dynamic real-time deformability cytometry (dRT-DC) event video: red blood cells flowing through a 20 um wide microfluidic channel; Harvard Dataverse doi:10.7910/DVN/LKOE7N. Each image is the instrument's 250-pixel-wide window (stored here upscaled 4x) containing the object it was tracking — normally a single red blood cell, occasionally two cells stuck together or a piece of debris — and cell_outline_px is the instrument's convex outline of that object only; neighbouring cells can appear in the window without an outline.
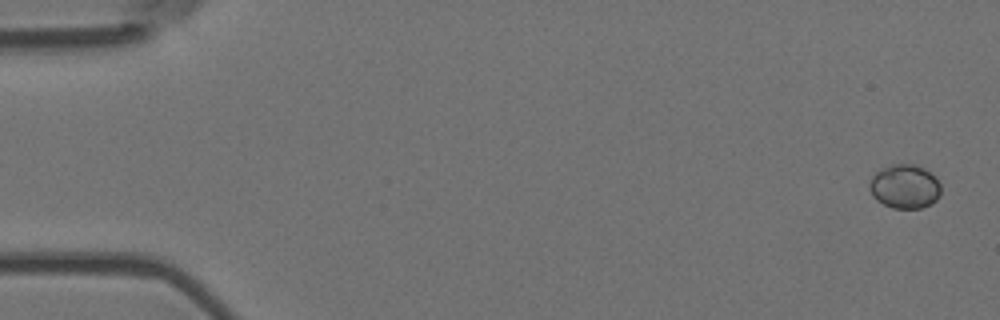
{"species": "Egyptian fruit bat (a non-hibernating species)", "species_latin": "Rousettus aegyptiacus", "temperature_condition": "room temperature", "stored_images_in_passage": 6, "camera_frame_rate_fps": 3000, "um_per_image_px": 0.085, "animal": {"sex": "female"}, "frame": {"image": 1, "passage_image": 1, "time_ms": 0.0, "image_size_px": [1000, 320], "cell_outline_px": [[940, 192], [936, 200], [932, 204], [920, 208], [892, 208], [876, 200], [872, 196], [868, 188], [872, 176], [880, 168], [892, 164], [916, 164], [924, 168], [940, 184]], "centroid_in_image_um": [76.86, 15.85], "position_along_channel_um": 8.1, "area_um2": 18.32}}
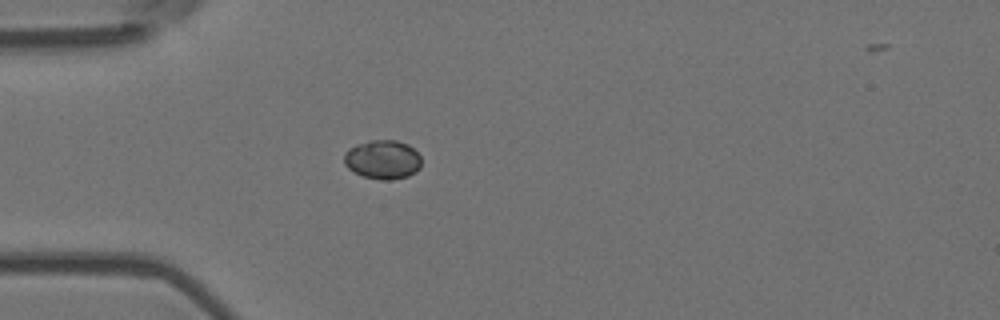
{"frame": {"image": 2, "passage_image": 5, "time_ms": 1.333, "image_size_px": [1000, 320], "cell_outline_px": [[420, 168], [416, 172], [408, 176], [392, 180], [380, 180], [364, 176], [348, 168], [344, 164], [344, 152], [348, 148], [356, 144], [372, 140], [396, 140], [408, 144], [420, 156]], "centroid_in_image_um": [32.52, 13.56], "position_along_channel_um": 52.5, "area_um2": 17.63}}